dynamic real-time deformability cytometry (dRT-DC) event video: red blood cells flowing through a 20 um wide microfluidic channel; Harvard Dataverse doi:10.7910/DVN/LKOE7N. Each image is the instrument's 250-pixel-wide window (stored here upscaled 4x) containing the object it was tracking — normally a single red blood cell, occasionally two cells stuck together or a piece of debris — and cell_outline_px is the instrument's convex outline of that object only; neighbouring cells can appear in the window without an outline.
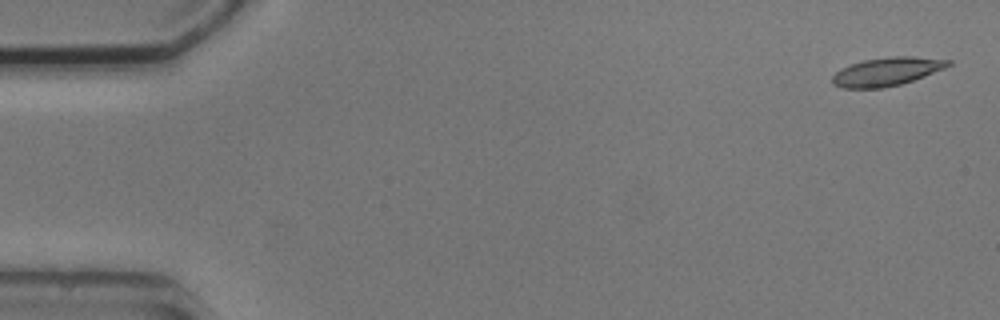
{"species": "common noctule bat (a hibernating species)", "species_latin": "Nyctalus noctula", "temperature_condition": "cold", "stored_images_in_passage": 5, "camera_frame_rate_fps": 3000, "um_per_image_px": 0.085, "animal": {"sex": "male", "body_mass_g": 20.5, "forearm_length_mm": 52.5}, "frame": {"image": 1, "passage_image": 1, "time_ms": 0.0, "image_size_px": [1000, 320], "cell_outline_px": [[952, 64], [944, 68], [924, 76], [900, 84], [880, 88], [844, 88], [832, 84], [832, 76], [840, 68], [864, 60], [888, 56], [912, 56], [952, 60]], "centroid_in_image_um": [75.37, 6.07], "position_along_channel_um": 9.6, "area_um2": 19.07}}
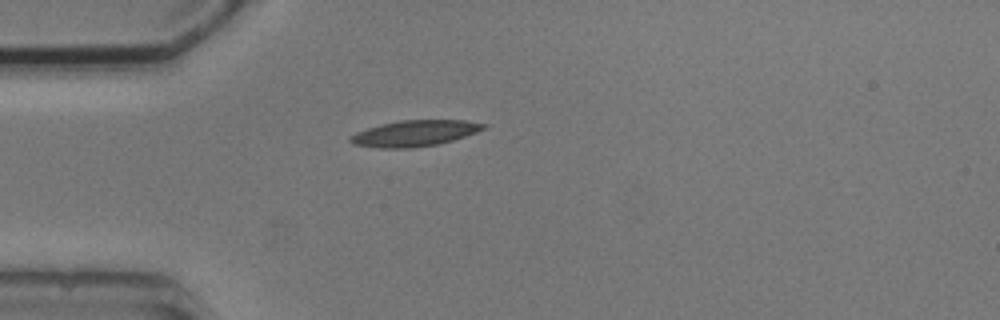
{"frame": {"image": 2, "passage_image": 5, "time_ms": 4.333, "image_size_px": [1000, 320], "cell_outline_px": [[488, 128], [452, 140], [436, 144], [412, 148], [376, 148], [352, 144], [348, 140], [348, 136], [356, 132], [380, 124], [400, 120], [464, 120], [488, 124]], "centroid_in_image_um": [35.21, 11.33], "position_along_channel_um": 49.8, "area_um2": 20.29}}